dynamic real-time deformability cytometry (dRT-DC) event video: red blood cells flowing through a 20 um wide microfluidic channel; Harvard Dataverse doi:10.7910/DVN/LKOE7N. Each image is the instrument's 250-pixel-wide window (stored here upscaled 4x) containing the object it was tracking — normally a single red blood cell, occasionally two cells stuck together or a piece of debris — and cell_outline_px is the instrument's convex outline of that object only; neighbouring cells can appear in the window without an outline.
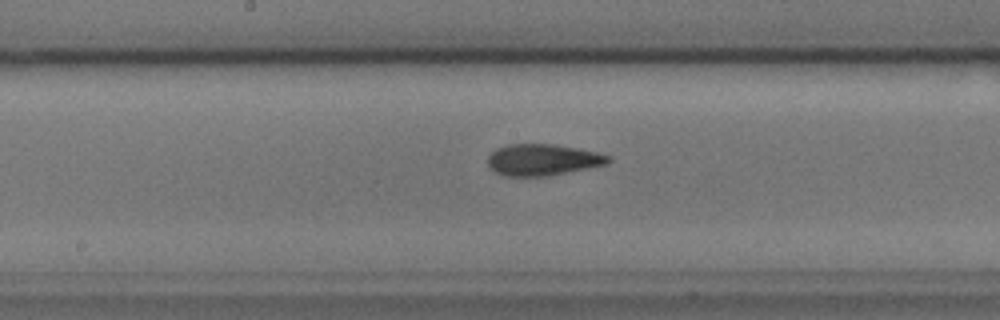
{"species": "common noctule bat (a hibernating species)", "species_latin": "Nyctalus noctula", "temperature_condition": "cold", "stored_images_in_passage": 27, "camera_frame_rate_fps": 3000, "um_per_image_px": 0.085, "animal": {"sex": "male", "body_mass_g": 17.9, "forearm_length_mm": 54.2}, "frame": {"image": 1, "passage_image": 12, "time_ms": 3.667, "image_size_px": [1000, 320], "cell_outline_px": [[612, 160], [608, 164], [548, 176], [504, 176], [488, 168], [488, 156], [496, 148], [508, 144], [552, 144], [576, 148], [596, 152], [608, 156]], "centroid_in_image_um": [46.1, 13.59], "position_along_channel_um": 202.1, "area_um2": 22.08}}